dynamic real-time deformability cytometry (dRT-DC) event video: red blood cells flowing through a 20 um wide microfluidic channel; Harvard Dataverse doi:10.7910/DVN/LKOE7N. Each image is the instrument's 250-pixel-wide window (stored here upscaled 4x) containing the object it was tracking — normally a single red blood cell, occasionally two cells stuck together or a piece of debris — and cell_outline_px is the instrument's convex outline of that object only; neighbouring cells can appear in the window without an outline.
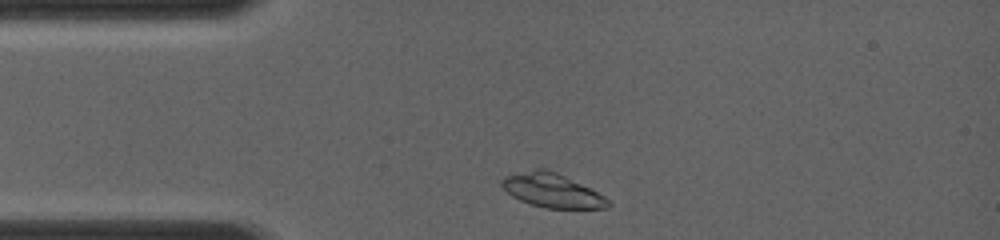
{"species": "common noctule bat (a hibernating species)", "species_latin": "Nyctalus noctula", "temperature_condition": "room temperature", "stored_images_in_passage": 15, "camera_frame_rate_fps": 4000, "um_per_image_px": 0.085, "animal": {"sex": "female", "body_mass_g": 19.0, "forearm_length_mm": 56.7}, "frame": {"image": 1, "passage_image": 2, "time_ms": 0.25, "image_size_px": [1000, 240], "cell_outline_px": [[608, 204], [604, 208], [544, 208], [520, 200], [512, 196], [504, 188], [504, 180], [508, 176], [540, 168], [544, 168], [556, 172], [604, 196], [608, 200]], "centroid_in_image_um": [46.94, 16.21], "position_along_channel_um": 38.1, "area_um2": 20.0}}
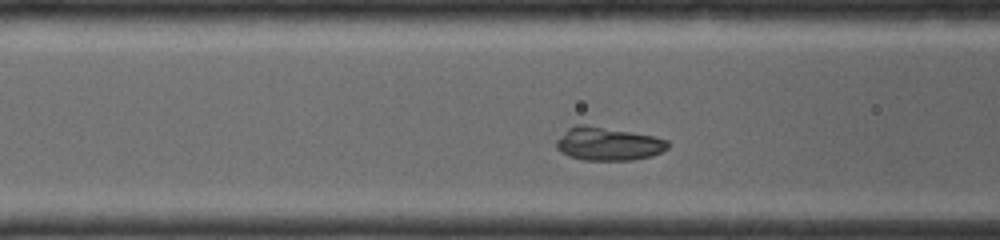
{"frame": {"image": 2, "passage_image": 10, "time_ms": 2.5, "image_size_px": [1000, 240], "cell_outline_px": [[668, 148], [652, 156], [632, 160], [584, 160], [568, 156], [556, 144], [556, 140], [568, 128], [576, 124], [584, 124], [652, 136], [668, 140]], "centroid_in_image_um": [51.69, 12.23], "position_along_channel_um": 114.9, "area_um2": 21.27}}
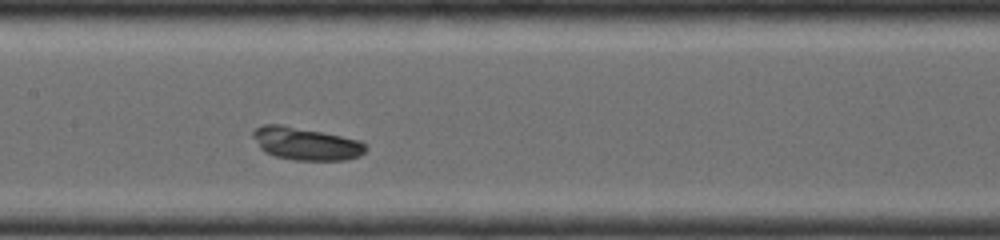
{"frame": {"image": 3, "passage_image": 15, "time_ms": 4.0, "image_size_px": [1000, 240], "cell_outline_px": [[364, 152], [360, 156], [344, 160], [296, 160], [276, 156], [260, 148], [252, 132], [256, 128], [264, 124], [280, 124], [360, 140], [364, 144]], "centroid_in_image_um": [26.0, 12.21], "position_along_channel_um": 181.4, "area_um2": 20.92}}